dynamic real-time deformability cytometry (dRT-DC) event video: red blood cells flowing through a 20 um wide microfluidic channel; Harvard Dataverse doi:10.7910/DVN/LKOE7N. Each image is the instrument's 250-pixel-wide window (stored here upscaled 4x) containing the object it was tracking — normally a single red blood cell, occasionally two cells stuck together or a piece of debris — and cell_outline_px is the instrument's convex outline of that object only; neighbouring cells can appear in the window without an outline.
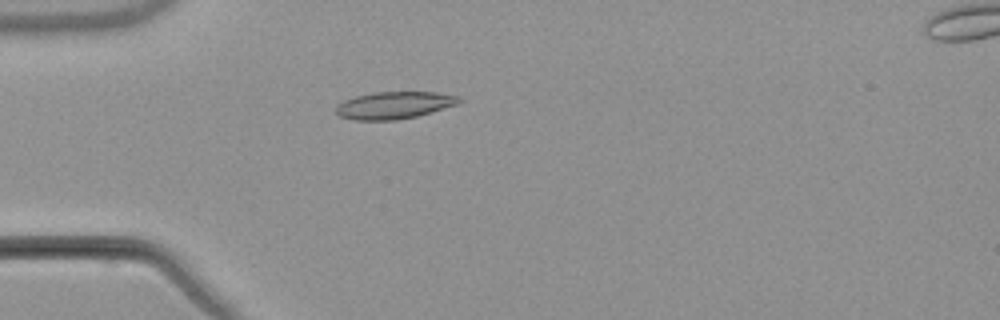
{"species": "common noctule bat (a hibernating species)", "species_latin": "Nyctalus noctula", "temperature_condition": "warm", "stored_images_in_passage": 2, "camera_frame_rate_fps": 3000, "um_per_image_px": 0.085, "animal": {"sex": "male", "body_mass_g": 21.5, "forearm_length_mm": 52.0}, "frame": {"image": 1, "passage_image": 1, "time_ms": 0.0, "image_size_px": [1000, 320], "cell_outline_px": [[464, 100], [460, 104], [416, 116], [396, 120], [356, 120], [340, 116], [336, 112], [336, 104], [344, 100], [356, 96], [376, 92], [436, 92], [460, 96]], "centroid_in_image_um": [33.55, 8.94], "position_along_channel_um": 51.4, "area_um2": 19.59}}